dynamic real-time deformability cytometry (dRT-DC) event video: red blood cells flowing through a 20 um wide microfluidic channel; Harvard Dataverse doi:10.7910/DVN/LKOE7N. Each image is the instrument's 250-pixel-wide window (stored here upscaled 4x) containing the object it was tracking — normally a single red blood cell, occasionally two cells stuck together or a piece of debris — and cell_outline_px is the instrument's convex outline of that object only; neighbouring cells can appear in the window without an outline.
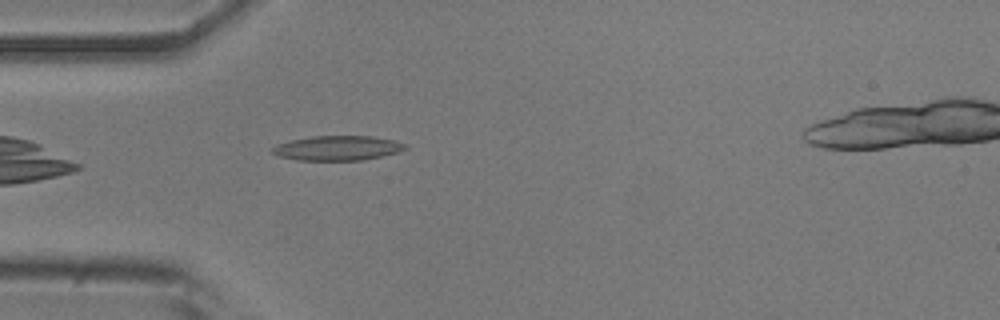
{"species": "common noctule bat (a hibernating species)", "species_latin": "Nyctalus noctula", "temperature_condition": "room temperature", "stored_images_in_passage": 40, "camera_frame_rate_fps": 3000, "um_per_image_px": 0.085, "animal": {"sex": "male", "body_mass_g": 20.5, "forearm_length_mm": 52.5}, "frame": {"image": 1, "passage_image": 1, "time_ms": 0.0, "image_size_px": [1000, 320], "cell_outline_px": [[408, 148], [396, 152], [380, 156], [360, 160], [296, 160], [280, 156], [272, 152], [272, 148], [276, 144], [288, 140], [312, 136], [372, 136], [392, 140], [408, 144]], "centroid_in_image_um": [28.66, 12.57], "position_along_channel_um": 56.3, "area_um2": 19.02}}
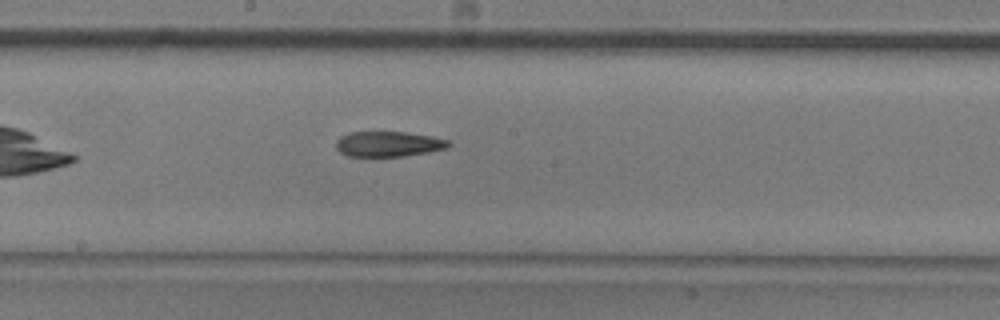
{"frame": {"image": 2, "passage_image": 14, "time_ms": 4.333, "image_size_px": [1000, 320], "cell_outline_px": [[452, 144], [448, 148], [428, 152], [400, 156], [348, 156], [340, 152], [336, 148], [336, 140], [340, 136], [348, 132], [408, 132], [432, 136], [448, 140]], "centroid_in_image_um": [33.01, 12.23], "position_along_channel_um": 215.2, "area_um2": 16.65}}
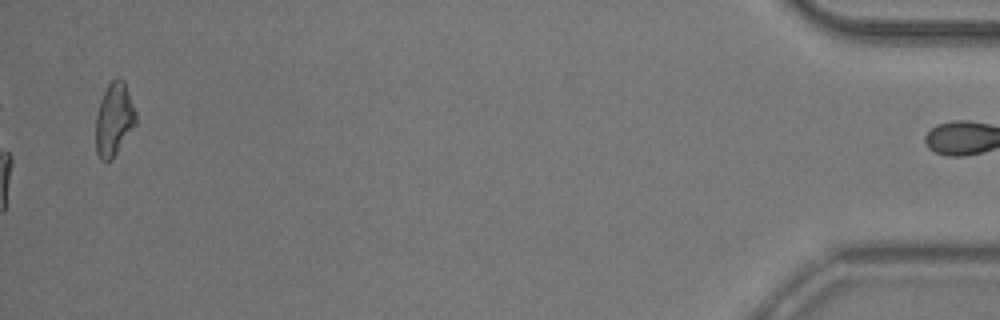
{"frame": {"image": 3, "passage_image": 38, "time_ms": 12.333, "image_size_px": [1000, 320], "cell_outline_px": [[136, 124], [112, 160], [104, 164], [100, 160], [96, 152], [96, 116], [104, 92], [108, 84], [116, 76], [120, 76], [124, 80], [136, 112]], "centroid_in_image_um": [9.7, 10.17], "position_along_channel_um": 425.5, "area_um2": 17.22}, "authors_computed_cell_mechanics": {"area_um2": 17.34, "velocity_mm_per_s": 3.7373, "shape_relaxation_time_tau1_ms": 9.8958, "shape_relaxation_time_tau2_ms": 8.0934, "deformation_change_tau1": 0.2123, "deformation_change_tau2": 0.202}}